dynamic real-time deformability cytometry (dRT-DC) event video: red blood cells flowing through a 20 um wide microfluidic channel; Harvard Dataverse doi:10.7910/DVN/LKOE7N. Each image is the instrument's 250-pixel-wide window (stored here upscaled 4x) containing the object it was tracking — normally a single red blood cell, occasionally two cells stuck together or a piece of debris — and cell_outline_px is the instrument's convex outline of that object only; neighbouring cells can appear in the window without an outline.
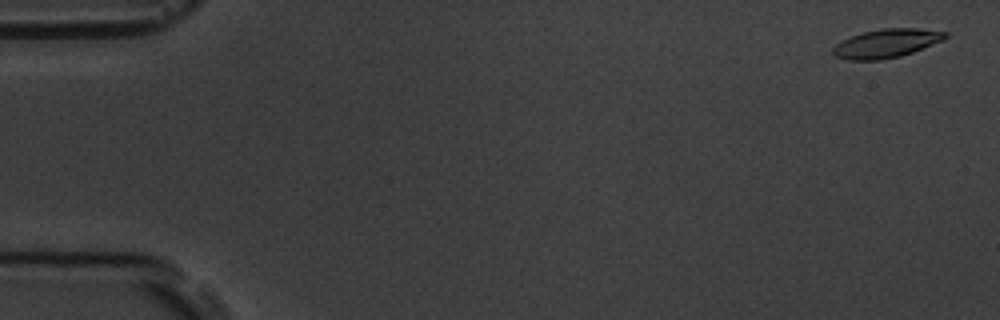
{"species": "common noctule bat (a hibernating species)", "species_latin": "Nyctalus noctula", "temperature_condition": "room temperature", "stored_images_in_passage": 57, "camera_frame_rate_fps": 3000, "um_per_image_px": 0.085, "animal": {"sex": "male", "body_mass_g": 19.5, "forearm_length_mm": 54.6}, "frame": {"image": 1, "passage_image": 2, "time_ms": 0.333, "image_size_px": [1000, 320], "cell_outline_px": [[948, 36], [944, 40], [912, 52], [900, 56], [880, 60], [848, 60], [836, 56], [832, 52], [832, 48], [836, 44], [852, 36], [864, 32], [884, 28], [916, 28], [948, 32]], "centroid_in_image_um": [75.37, 3.69], "position_along_channel_um": 9.6, "area_um2": 18.61}}
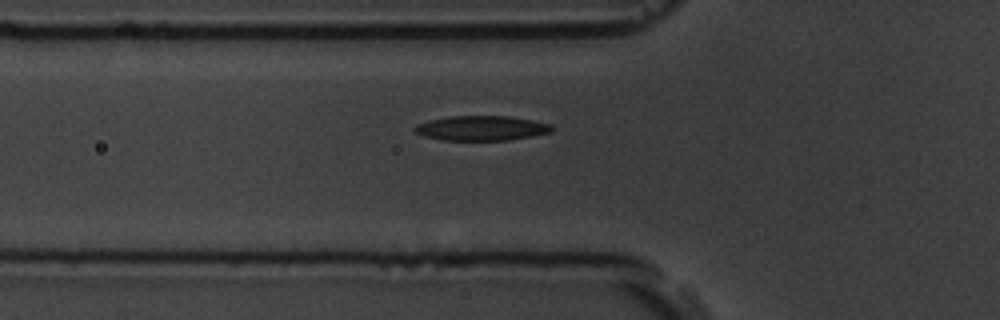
{"frame": {"image": 2, "passage_image": 20, "time_ms": 6.333, "image_size_px": [1000, 320], "cell_outline_px": [[552, 132], [508, 140], [440, 140], [424, 136], [416, 132], [412, 128], [416, 124], [428, 120], [448, 116], [508, 116], [532, 120], [552, 124]], "centroid_in_image_um": [40.89, 10.89], "position_along_channel_um": 84.9, "area_um2": 19.83}}
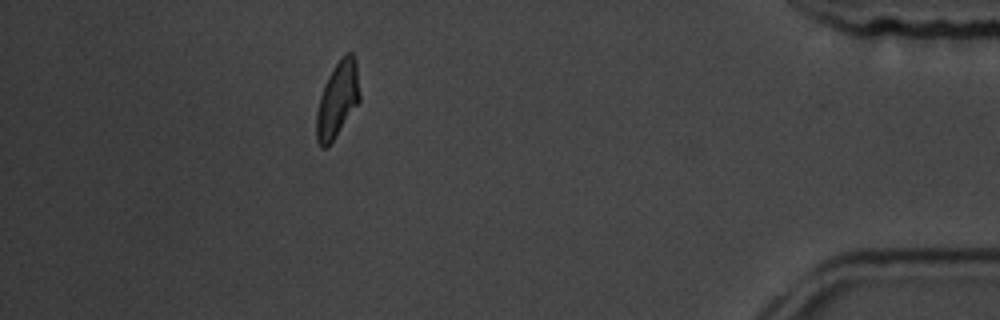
{"frame": {"image": 3, "passage_image": 51, "time_ms": 16.667, "image_size_px": [1000, 320], "cell_outline_px": [[360, 100], [328, 148], [320, 148], [316, 140], [316, 112], [320, 96], [324, 84], [328, 76], [344, 52], [352, 52], [356, 60], [360, 92]], "centroid_in_image_um": [28.68, 8.47], "position_along_channel_um": 406.5, "area_um2": 19.25}, "authors_computed_cell_mechanics": {"area_um2": 19.3052, "velocity_mm_per_s": 3.5955, "shape_relaxation_time_tau1_ms": 4.1143, "shape_relaxation_time_tau2_ms": 4.7971, "deformation_change_tau1": 0.1562, "deformation_change_tau2": 0.0913}}